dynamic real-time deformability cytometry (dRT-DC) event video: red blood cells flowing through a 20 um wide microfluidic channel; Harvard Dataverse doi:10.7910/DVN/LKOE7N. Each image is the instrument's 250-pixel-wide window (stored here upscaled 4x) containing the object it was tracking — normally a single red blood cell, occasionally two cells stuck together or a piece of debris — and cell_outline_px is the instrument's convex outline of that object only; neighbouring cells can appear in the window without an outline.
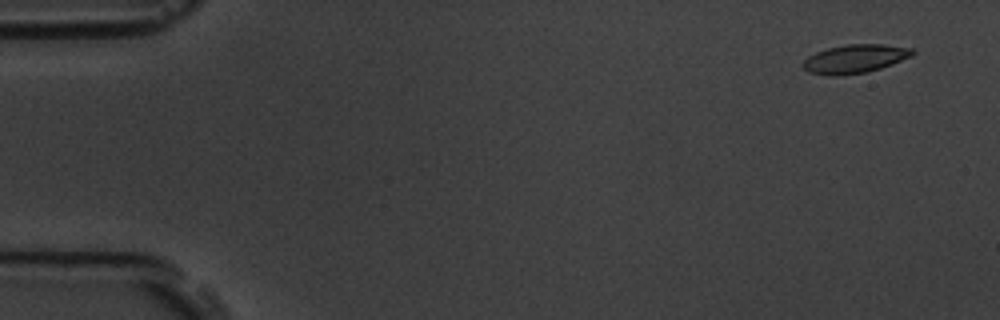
{"species": "common noctule bat (a hibernating species)", "species_latin": "Nyctalus noctula", "temperature_condition": "room temperature", "stored_images_in_passage": 5, "camera_frame_rate_fps": 3000, "um_per_image_px": 0.085, "animal": {"sex": "male", "body_mass_g": 19.5, "forearm_length_mm": 54.6}, "frame": {"image": 1, "passage_image": 1, "time_ms": 0.0, "image_size_px": [1000, 320], "cell_outline_px": [[916, 52], [912, 56], [892, 64], [868, 72], [832, 76], [828, 76], [808, 72], [804, 68], [804, 60], [808, 56], [816, 52], [828, 48], [848, 44], [884, 44], [912, 48]], "centroid_in_image_um": [72.69, 4.99], "position_along_channel_um": 12.3, "area_um2": 18.21}}
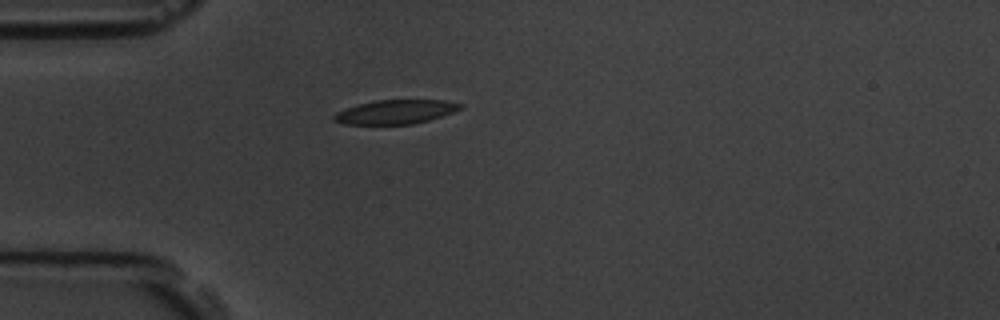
{"frame": {"image": 2, "passage_image": 5, "time_ms": 4.333, "image_size_px": [1000, 320], "cell_outline_px": [[464, 104], [460, 108], [452, 112], [428, 120], [412, 124], [344, 124], [332, 120], [332, 116], [336, 112], [360, 104], [376, 100], [444, 100]], "centroid_in_image_um": [33.6, 9.51], "position_along_channel_um": 51.4, "area_um2": 17.46}}